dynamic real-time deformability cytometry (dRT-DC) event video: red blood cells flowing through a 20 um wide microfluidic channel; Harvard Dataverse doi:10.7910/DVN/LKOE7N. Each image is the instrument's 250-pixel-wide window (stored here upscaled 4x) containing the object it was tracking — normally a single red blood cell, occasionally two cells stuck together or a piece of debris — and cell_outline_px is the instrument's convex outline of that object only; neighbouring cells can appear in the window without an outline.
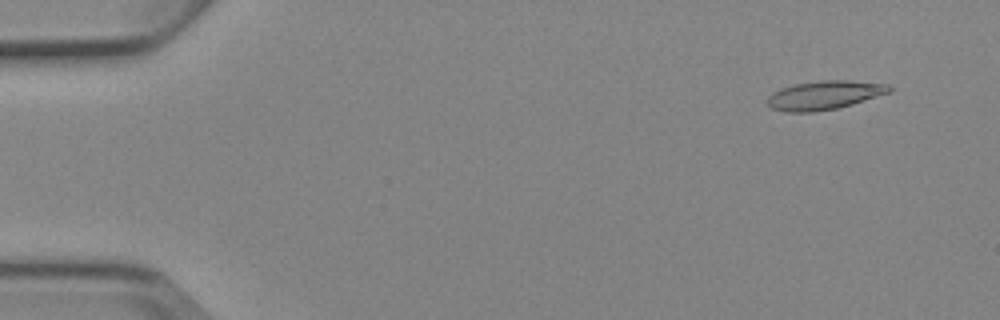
{"species": "Egyptian fruit bat (a non-hibernating species)", "species_latin": "Rousettus aegyptiacus", "temperature_condition": "cold", "stored_images_in_passage": 5, "camera_frame_rate_fps": 3000, "um_per_image_px": 0.085, "animal": {"sex": "female"}, "frame": {"image": 1, "passage_image": 1, "time_ms": 0.0, "image_size_px": [1000, 320], "cell_outline_px": [[892, 92], [852, 104], [836, 108], [812, 112], [784, 112], [772, 108], [768, 104], [768, 96], [780, 88], [796, 84], [820, 80], [848, 80], [888, 84], [892, 88]], "centroid_in_image_um": [70.09, 8.08], "position_along_channel_um": 14.9, "area_um2": 20.4}}
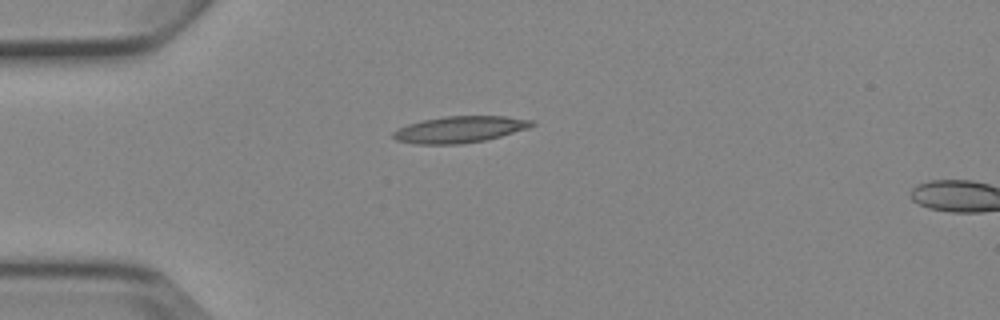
{"frame": {"image": 2, "passage_image": 4, "time_ms": 3.333, "image_size_px": [1000, 320], "cell_outline_px": [[536, 124], [528, 128], [500, 136], [484, 140], [460, 144], [416, 144], [396, 140], [392, 136], [392, 132], [408, 124], [420, 120], [444, 116], [504, 116], [536, 120]], "centroid_in_image_um": [39.08, 10.99], "position_along_channel_um": 45.9, "area_um2": 21.44}}